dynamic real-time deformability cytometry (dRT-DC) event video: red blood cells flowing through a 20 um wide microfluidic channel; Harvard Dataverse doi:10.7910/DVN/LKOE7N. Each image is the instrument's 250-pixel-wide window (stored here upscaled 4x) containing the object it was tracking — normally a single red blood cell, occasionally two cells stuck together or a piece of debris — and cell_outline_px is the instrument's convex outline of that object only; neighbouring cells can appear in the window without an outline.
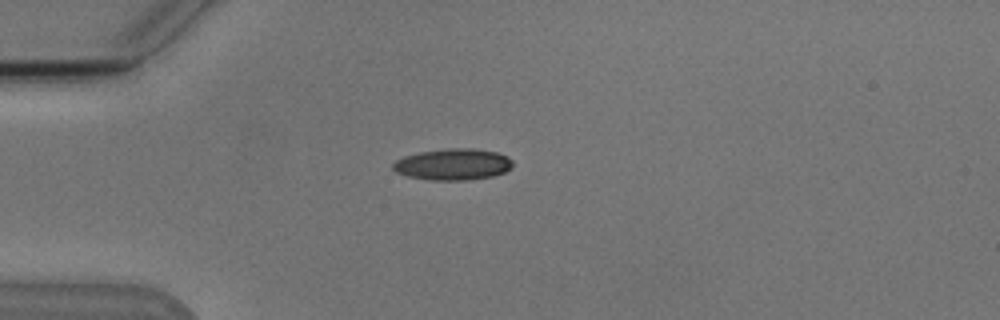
{"species": "Egyptian fruit bat (a non-hibernating species)", "species_latin": "Rousettus aegyptiacus", "temperature_condition": "cold", "stored_images_in_passage": 3, "camera_frame_rate_fps": 3000, "um_per_image_px": 0.085, "animal": {"sex": "male"}, "frame": {"image": 1, "passage_image": 1, "time_ms": 0.0, "image_size_px": [1000, 320], "cell_outline_px": [[512, 168], [504, 172], [492, 176], [468, 180], [428, 180], [408, 176], [396, 172], [392, 168], [392, 164], [396, 160], [404, 156], [420, 152], [448, 148], [476, 148], [496, 152], [508, 156], [512, 160]], "centroid_in_image_um": [38.51, 13.97], "position_along_channel_um": 46.5, "area_um2": 22.02}}